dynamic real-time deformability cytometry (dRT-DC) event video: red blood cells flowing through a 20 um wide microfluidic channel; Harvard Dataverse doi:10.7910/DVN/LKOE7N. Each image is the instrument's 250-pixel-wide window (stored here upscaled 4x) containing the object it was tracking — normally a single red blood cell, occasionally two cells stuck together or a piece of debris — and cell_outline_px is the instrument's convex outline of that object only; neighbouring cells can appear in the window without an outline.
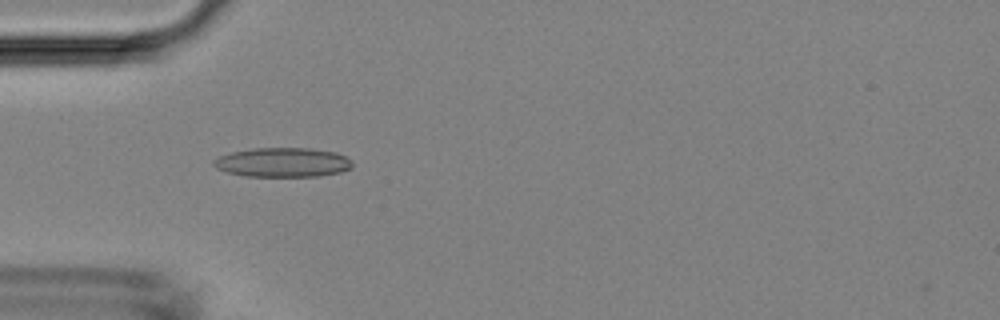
{"species": "Egyptian fruit bat (a non-hibernating species)", "species_latin": "Rousettus aegyptiacus", "temperature_condition": "room temperature", "stored_images_in_passage": 8, "camera_frame_rate_fps": 3000, "um_per_image_px": 0.085, "animal": {"sex": "female"}, "frame": {"image": 1, "passage_image": 5, "time_ms": 4.667, "image_size_px": [1000, 320], "cell_outline_px": [[352, 168], [340, 172], [320, 176], [244, 176], [228, 172], [216, 168], [212, 164], [212, 160], [220, 156], [232, 152], [252, 148], [312, 148], [336, 152], [352, 160]], "centroid_in_image_um": [24.04, 13.8], "position_along_channel_um": 61.0, "area_um2": 23.81}}
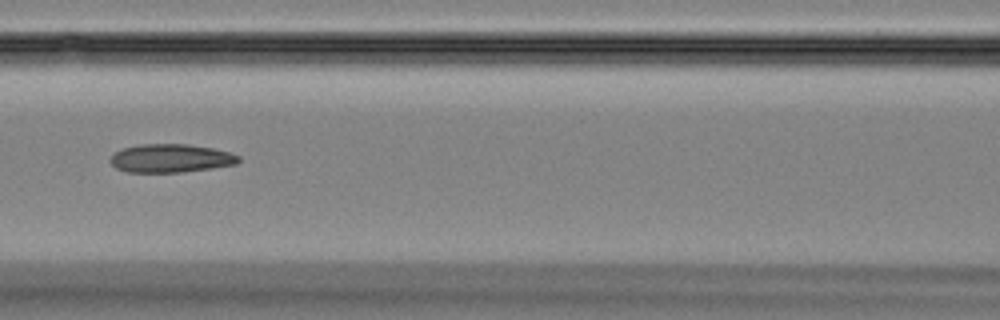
{"frame": {"image": 2, "passage_image": 7, "time_ms": 7.0, "image_size_px": [1000, 320], "cell_outline_px": [[240, 160], [236, 164], [212, 168], [184, 172], [128, 172], [116, 168], [108, 160], [116, 152], [124, 148], [140, 144], [188, 144], [212, 148], [232, 152], [240, 156]], "centroid_in_image_um": [14.54, 13.45], "position_along_channel_um": 152.1, "area_um2": 21.27}}
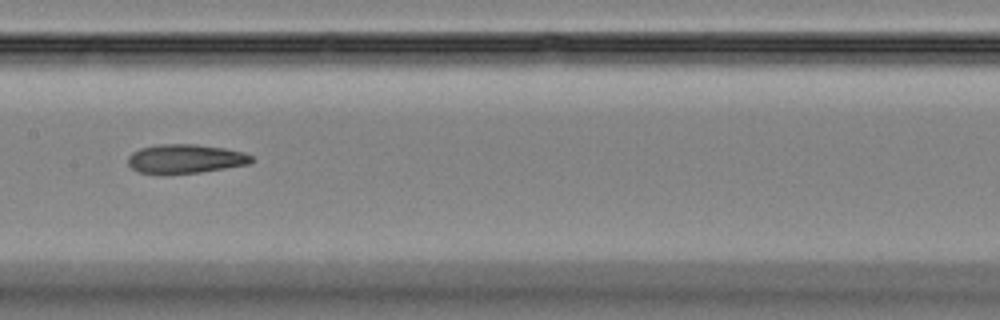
{"frame": {"image": 3, "passage_image": 8, "time_ms": 8.0, "image_size_px": [1000, 320], "cell_outline_px": [[256, 160], [248, 164], [200, 172], [164, 176], [136, 172], [128, 164], [128, 156], [132, 152], [140, 148], [160, 144], [196, 144], [224, 148], [244, 152], [252, 156]], "centroid_in_image_um": [15.71, 13.52], "position_along_channel_um": 191.7, "area_um2": 21.44}}